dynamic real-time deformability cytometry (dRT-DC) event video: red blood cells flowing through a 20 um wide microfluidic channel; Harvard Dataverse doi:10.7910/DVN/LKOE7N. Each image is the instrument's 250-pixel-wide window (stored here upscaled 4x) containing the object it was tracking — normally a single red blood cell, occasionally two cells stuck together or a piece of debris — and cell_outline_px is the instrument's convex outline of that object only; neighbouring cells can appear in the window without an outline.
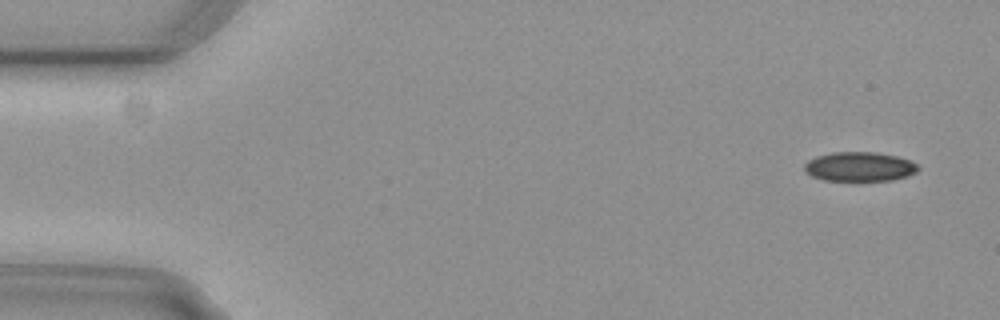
{"species": "common noctule bat (a hibernating species)", "species_latin": "Nyctalus noctula", "temperature_condition": "cold", "stored_images_in_passage": 4, "camera_frame_rate_fps": 3000, "um_per_image_px": 0.085, "animal": {"sex": "female", "body_mass_g": 29.2, "forearm_length_mm": 56.3}, "frame": {"image": 1, "passage_image": 1, "time_ms": 0.0, "image_size_px": [1000, 320], "cell_outline_px": [[920, 168], [916, 172], [908, 176], [892, 180], [824, 180], [812, 176], [804, 172], [804, 164], [808, 160], [816, 156], [832, 152], [876, 152], [896, 156], [908, 160], [916, 164]], "centroid_in_image_um": [73.03, 14.16], "position_along_channel_um": 12.0, "area_um2": 19.42}}